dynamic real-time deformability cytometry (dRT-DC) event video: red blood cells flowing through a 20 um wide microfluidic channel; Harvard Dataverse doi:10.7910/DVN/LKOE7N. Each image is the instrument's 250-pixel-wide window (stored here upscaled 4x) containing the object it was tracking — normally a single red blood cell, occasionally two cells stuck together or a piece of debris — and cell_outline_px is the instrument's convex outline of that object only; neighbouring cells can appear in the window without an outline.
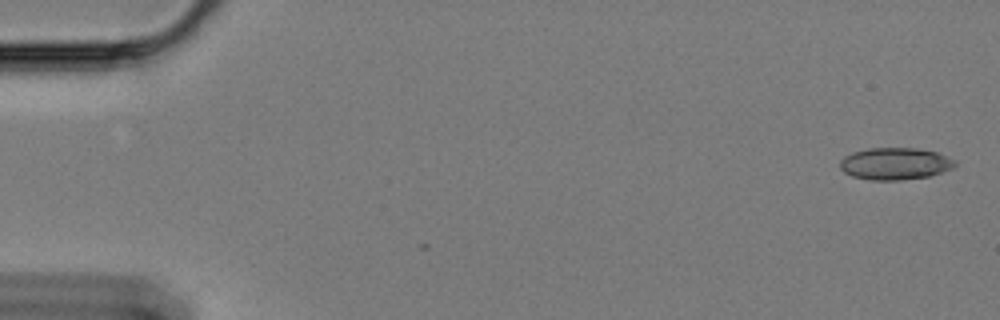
{"species": "Egyptian fruit bat (a non-hibernating species)", "species_latin": "Rousettus aegyptiacus", "temperature_condition": "cold", "stored_images_in_passage": 2, "camera_frame_rate_fps": 3000, "um_per_image_px": 0.085, "animal": {"sex": "female"}, "frame": {"image": 1, "passage_image": 2, "time_ms": 0.333, "image_size_px": [1000, 320], "cell_outline_px": [[956, 164], [952, 168], [928, 176], [900, 180], [868, 180], [852, 176], [844, 172], [840, 168], [840, 160], [844, 156], [852, 152], [868, 148], [916, 148], [936, 152], [956, 160]], "centroid_in_image_um": [76.04, 13.91], "position_along_channel_um": 9.0, "area_um2": 21.44}}